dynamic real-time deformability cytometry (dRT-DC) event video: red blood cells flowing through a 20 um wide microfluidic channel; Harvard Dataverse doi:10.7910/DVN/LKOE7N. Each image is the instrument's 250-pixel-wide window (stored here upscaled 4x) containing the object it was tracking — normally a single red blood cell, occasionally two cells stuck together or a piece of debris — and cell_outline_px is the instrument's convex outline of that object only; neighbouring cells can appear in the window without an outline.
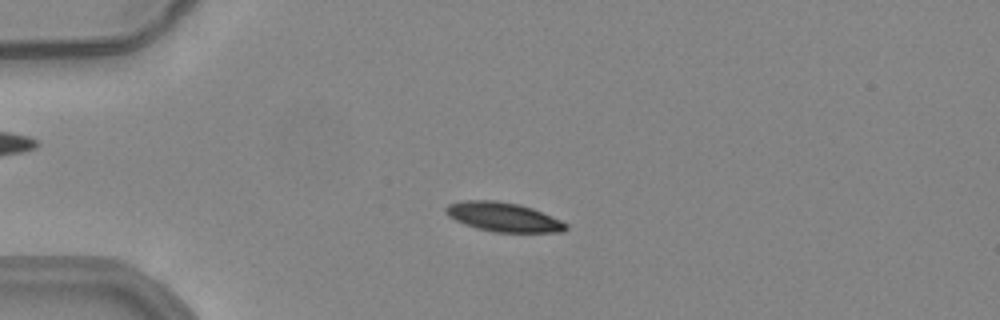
{"species": "common noctule bat (a hibernating species)", "species_latin": "Nyctalus noctula", "temperature_condition": "warm", "stored_images_in_passage": 39, "camera_frame_rate_fps": 3000, "um_per_image_px": 0.085, "animal": {"sex": "female", "body_mass_g": 24.6, "forearm_length_mm": 56.2}, "frame": {"image": 1, "passage_image": 10, "time_ms": 3.0, "image_size_px": [1000, 320], "cell_outline_px": [[568, 228], [564, 232], [496, 232], [476, 228], [464, 224], [448, 216], [444, 212], [444, 208], [448, 204], [464, 200], [496, 200], [520, 204], [532, 208], [560, 220], [568, 224]], "centroid_in_image_um": [42.77, 18.44], "position_along_channel_um": 42.2, "area_um2": 20.52}}
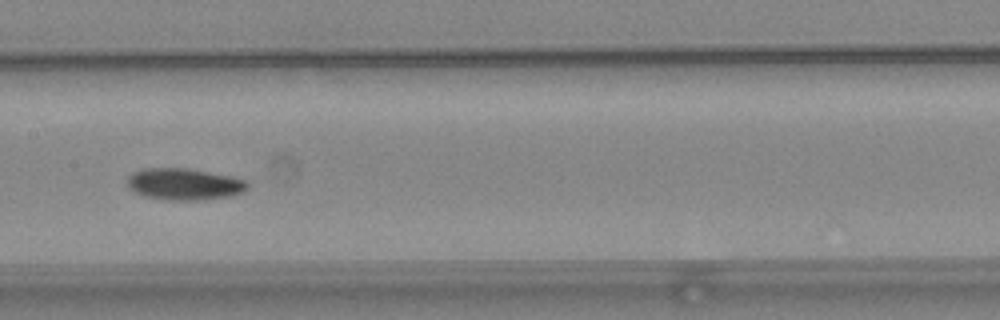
{"frame": {"image": 2, "passage_image": 24, "time_ms": 7.667, "image_size_px": [1000, 320], "cell_outline_px": [[248, 188], [244, 192], [232, 196], [204, 200], [164, 200], [144, 196], [132, 192], [128, 188], [128, 176], [132, 172], [144, 168], [184, 168], [208, 172], [248, 180]], "centroid_in_image_um": [15.64, 15.67], "position_along_channel_um": 191.8, "area_um2": 22.43}}
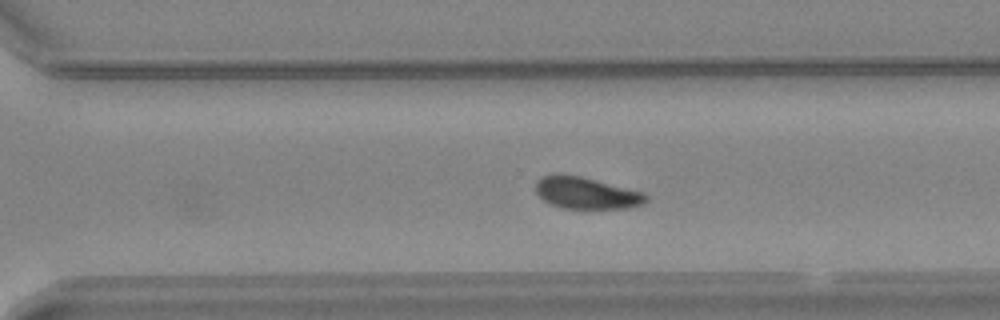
{"frame": {"image": 3, "passage_image": 34, "time_ms": 11.0, "image_size_px": [1000, 320], "cell_outline_px": [[648, 200], [644, 204], [628, 208], [560, 208], [548, 204], [536, 192], [536, 180], [540, 176], [560, 172], [580, 176], [644, 192], [648, 196]], "centroid_in_image_um": [49.8, 16.39], "position_along_channel_um": 320.8, "area_um2": 20.75}}